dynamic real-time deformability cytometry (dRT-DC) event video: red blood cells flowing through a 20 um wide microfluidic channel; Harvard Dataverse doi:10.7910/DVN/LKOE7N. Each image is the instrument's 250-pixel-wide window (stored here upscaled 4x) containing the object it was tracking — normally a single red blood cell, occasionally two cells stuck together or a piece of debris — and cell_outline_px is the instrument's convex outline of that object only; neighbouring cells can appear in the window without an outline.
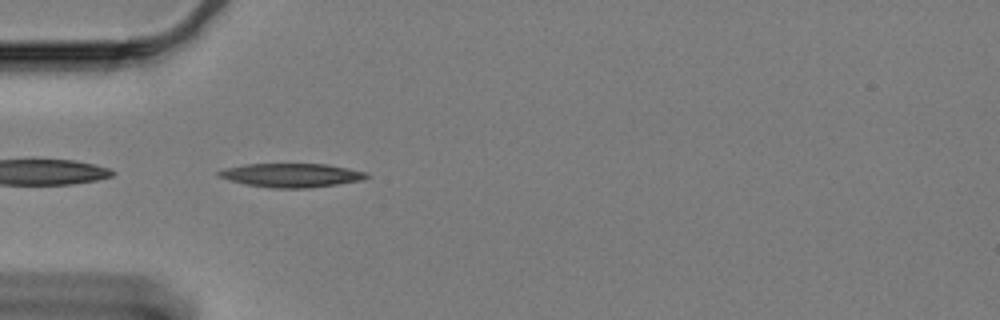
{"species": "Egyptian fruit bat (a non-hibernating species)", "species_latin": "Rousettus aegyptiacus", "temperature_condition": "cold", "stored_images_in_passage": 43, "camera_frame_rate_fps": 3000, "um_per_image_px": 0.085, "animal": {"sex": "female"}, "frame": {"image": 1, "passage_image": 1, "time_ms": 0.0, "image_size_px": [1000, 320], "cell_outline_px": [[368, 176], [364, 180], [308, 188], [272, 188], [244, 184], [228, 180], [216, 176], [216, 172], [224, 168], [248, 164], [328, 164], [368, 172]], "centroid_in_image_um": [24.75, 14.89], "position_along_channel_um": 60.3, "area_um2": 20.63}}
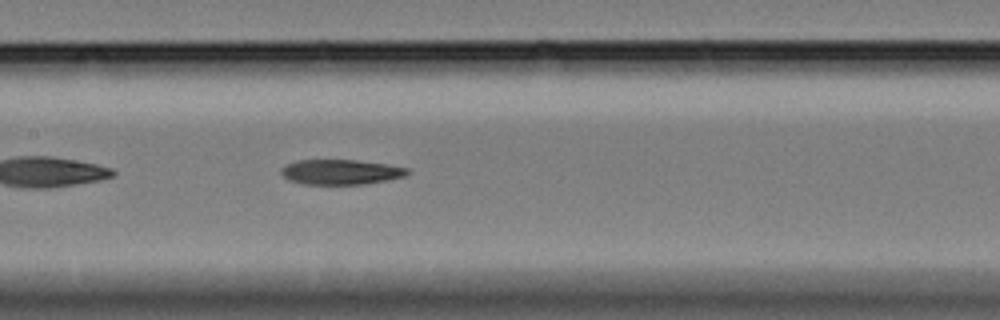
{"frame": {"image": 2, "passage_image": 12, "time_ms": 3.667, "image_size_px": [1000, 320], "cell_outline_px": [[412, 172], [404, 176], [388, 180], [364, 184], [304, 184], [288, 180], [280, 172], [280, 168], [284, 164], [296, 160], [356, 160], [384, 164], [408, 168]], "centroid_in_image_um": [28.93, 14.62], "position_along_channel_um": 178.5, "area_um2": 18.5}}
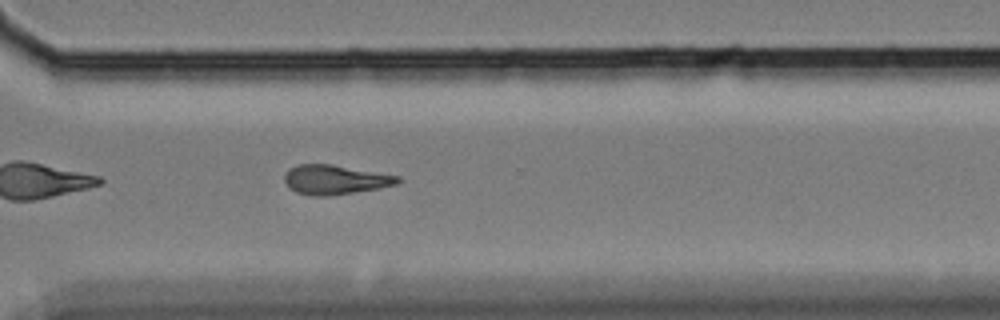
{"frame": {"image": 3, "passage_image": 27, "time_ms": 8.667, "image_size_px": [1000, 320], "cell_outline_px": [[400, 180], [396, 184], [380, 188], [328, 196], [312, 196], [296, 192], [288, 188], [284, 180], [284, 176], [288, 168], [296, 164], [332, 164], [400, 176]], "centroid_in_image_um": [28.43, 15.27], "position_along_channel_um": 342.2, "area_um2": 19.54}}